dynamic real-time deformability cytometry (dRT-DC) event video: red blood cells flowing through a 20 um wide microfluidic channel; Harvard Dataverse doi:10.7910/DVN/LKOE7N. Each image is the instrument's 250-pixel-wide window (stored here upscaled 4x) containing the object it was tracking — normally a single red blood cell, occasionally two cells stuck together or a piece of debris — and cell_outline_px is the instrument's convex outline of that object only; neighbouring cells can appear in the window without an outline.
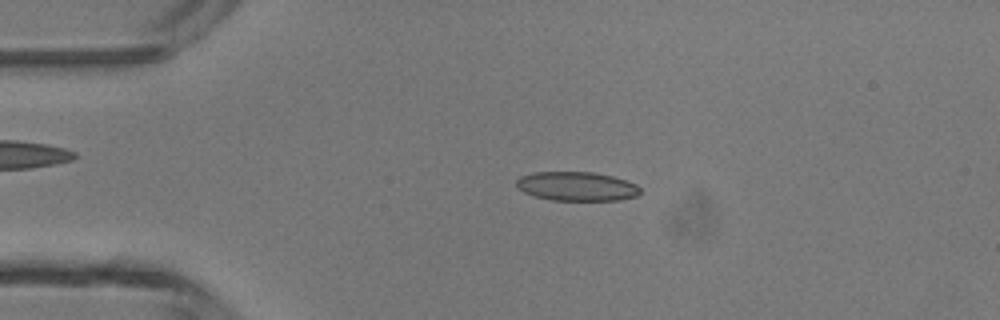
{"species": "common noctule bat (a hibernating species)", "species_latin": "Nyctalus noctula", "temperature_condition": "room temperature", "stored_images_in_passage": 41, "camera_frame_rate_fps": 3000, "um_per_image_px": 0.085, "animal": {"sex": "male", "body_mass_g": 13.3}, "frame": {"image": 1, "passage_image": 4, "time_ms": 1.0, "image_size_px": [1000, 320], "cell_outline_px": [[640, 192], [636, 196], [620, 200], [552, 200], [536, 196], [524, 192], [516, 188], [516, 180], [520, 176], [536, 172], [592, 172], [612, 176], [636, 184], [640, 188]], "centroid_in_image_um": [49.0, 15.83], "position_along_channel_um": 36.0, "area_um2": 20.87}}
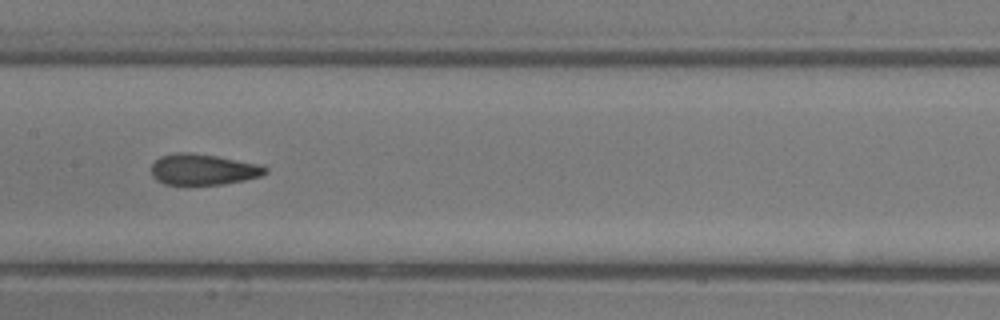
{"frame": {"image": 2, "passage_image": 17, "time_ms": 5.333, "image_size_px": [1000, 320], "cell_outline_px": [[268, 172], [260, 176], [244, 180], [224, 184], [164, 184], [156, 180], [152, 176], [152, 164], [160, 156], [176, 152], [188, 152], [216, 156], [260, 164], [268, 168]], "centroid_in_image_um": [17.27, 14.4], "position_along_channel_um": 190.1, "area_um2": 20.52}}
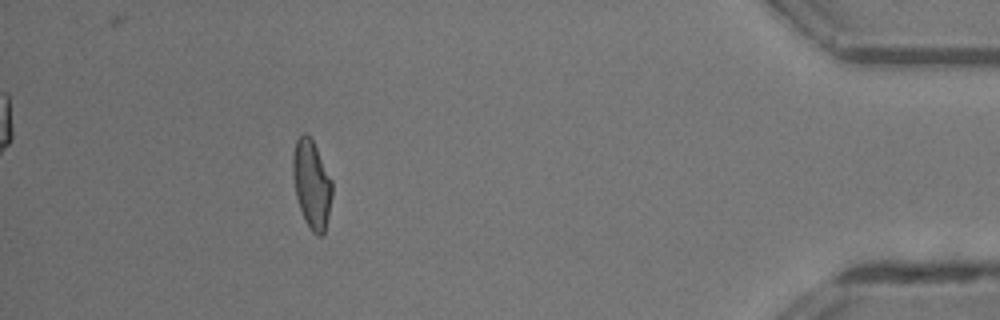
{"frame": {"image": 3, "passage_image": 36, "time_ms": 11.667, "image_size_px": [1000, 320], "cell_outline_px": [[332, 196], [324, 236], [316, 236], [312, 232], [304, 220], [296, 196], [292, 176], [292, 152], [296, 140], [304, 132], [312, 140], [332, 180]], "centroid_in_image_um": [26.48, 15.69], "position_along_channel_um": 408.7, "area_um2": 20.29}, "authors_computed_cell_mechanics": {"area_um2": 20.4612, "velocity_mm_per_s": 4.3806, "shape_relaxation_time_tau1_ms": 9.5949, "shape_relaxation_time_tau2_ms": 1.444, "deformation_change_tau1": 0.2386, "deformation_change_tau2": 0.0967}}